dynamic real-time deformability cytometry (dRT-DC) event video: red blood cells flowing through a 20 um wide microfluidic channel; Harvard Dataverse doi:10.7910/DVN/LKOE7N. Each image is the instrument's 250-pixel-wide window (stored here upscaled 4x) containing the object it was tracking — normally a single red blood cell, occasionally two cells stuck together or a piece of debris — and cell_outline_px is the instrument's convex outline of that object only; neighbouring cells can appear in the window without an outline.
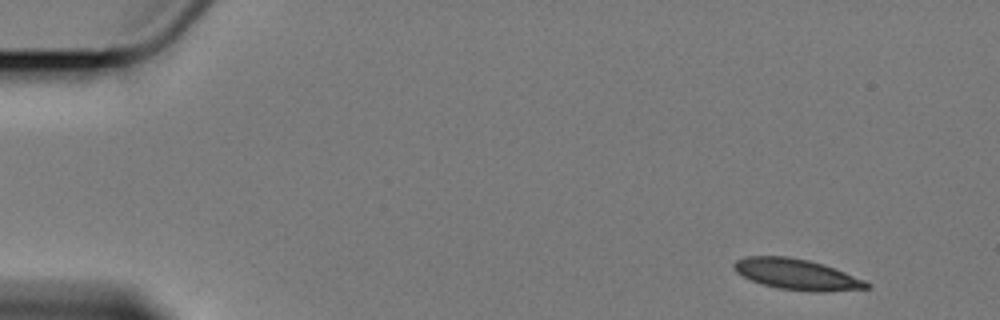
{"species": "Egyptian fruit bat (a non-hibernating species)", "species_latin": "Rousettus aegyptiacus", "temperature_condition": "cold", "stored_images_in_passage": 6, "camera_frame_rate_fps": 3000, "um_per_image_px": 0.085, "animal": {"sex": "female"}, "frame": {"image": 1, "passage_image": 1, "time_ms": 0.0, "image_size_px": [1000, 320], "cell_outline_px": [[872, 288], [824, 292], [808, 292], [776, 288], [760, 284], [736, 272], [732, 268], [732, 264], [736, 260], [748, 256], [788, 256], [808, 260], [844, 272], [864, 280], [872, 284]], "centroid_in_image_um": [67.71, 23.34], "position_along_channel_um": 17.3, "area_um2": 23.87}}
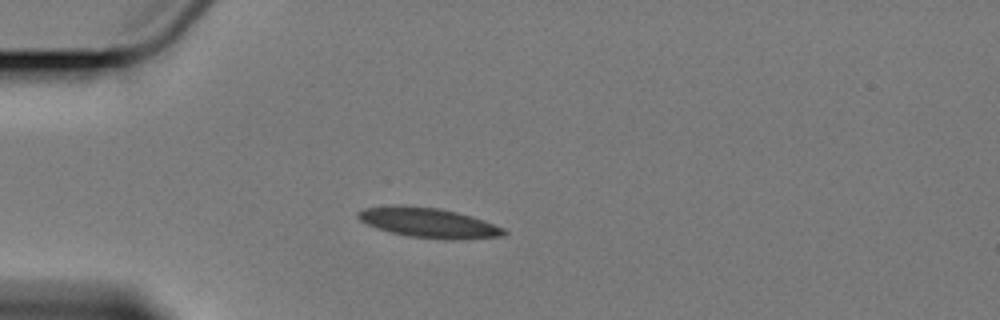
{"frame": {"image": 2, "passage_image": 4, "time_ms": 3.667, "image_size_px": [1000, 320], "cell_outline_px": [[508, 232], [504, 236], [460, 240], [444, 240], [408, 236], [376, 228], [360, 220], [356, 216], [364, 208], [400, 204], [440, 208], [472, 216], [504, 228]], "centroid_in_image_um": [36.46, 18.94], "position_along_channel_um": 48.5, "area_um2": 25.55}}
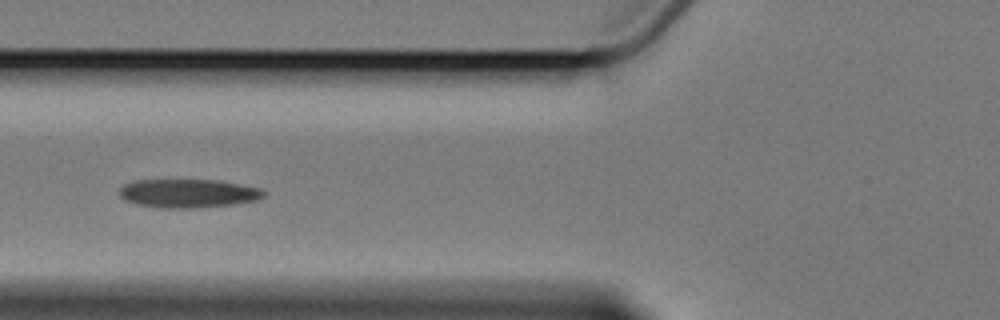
{"frame": {"image": 3, "passage_image": 6, "time_ms": 6.0, "image_size_px": [1000, 320], "cell_outline_px": [[268, 192], [260, 200], [232, 204], [196, 208], [160, 208], [136, 204], [124, 200], [120, 196], [120, 188], [124, 184], [132, 180], [216, 180], [240, 184], [260, 188]], "centroid_in_image_um": [16.0, 16.44], "position_along_channel_um": 109.8, "area_um2": 24.28}}